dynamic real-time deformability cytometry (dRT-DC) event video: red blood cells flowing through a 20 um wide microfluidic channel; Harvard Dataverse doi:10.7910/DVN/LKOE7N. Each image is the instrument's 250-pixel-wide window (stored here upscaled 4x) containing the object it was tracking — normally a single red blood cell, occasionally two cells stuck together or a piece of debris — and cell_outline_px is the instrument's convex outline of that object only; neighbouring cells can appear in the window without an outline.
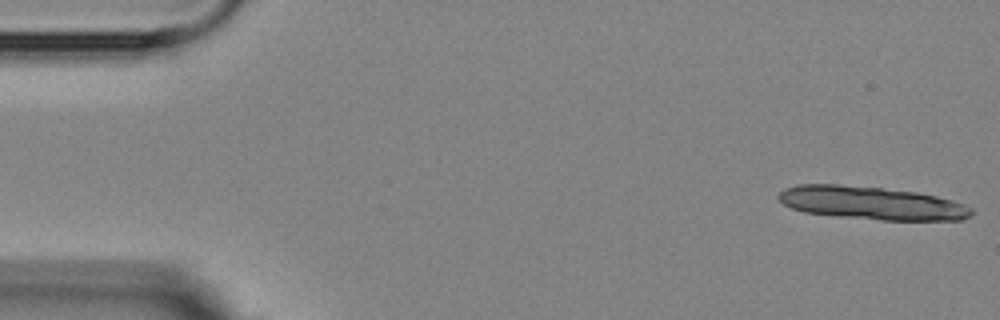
{"species": "Egyptian fruit bat (a non-hibernating species)", "species_latin": "Rousettus aegyptiacus", "temperature_condition": "room temperature", "stored_images_in_passage": 5, "camera_frame_rate_fps": 3000, "um_per_image_px": 0.085, "animal": {"sex": "female"}, "frame": {"image": 1, "passage_image": 1, "time_ms": 0.0, "image_size_px": [1000, 320], "cell_outline_px": [[972, 216], [960, 220], [880, 220], [836, 216], [804, 212], [792, 208], [784, 204], [776, 196], [784, 188], [796, 184], [836, 184], [880, 188], [916, 192], [936, 196], [952, 200], [964, 204], [972, 208]], "centroid_in_image_um": [74.07, 17.26], "position_along_channel_um": 10.9, "area_um2": 37.22}}